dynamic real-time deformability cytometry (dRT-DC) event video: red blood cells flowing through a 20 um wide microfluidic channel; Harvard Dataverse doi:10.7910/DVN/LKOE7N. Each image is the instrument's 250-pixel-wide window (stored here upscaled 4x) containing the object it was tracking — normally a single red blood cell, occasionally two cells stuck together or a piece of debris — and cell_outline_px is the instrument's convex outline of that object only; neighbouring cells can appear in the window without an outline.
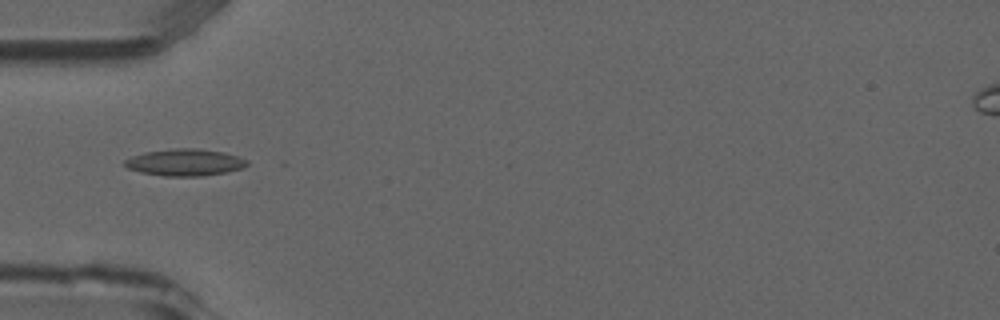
{"species": "common noctule bat (a hibernating species)", "species_latin": "Nyctalus noctula", "temperature_condition": "room temperature", "stored_images_in_passage": 36, "camera_frame_rate_fps": 3000, "um_per_image_px": 0.085, "animal": {"sex": "male", "forearm_length_mm": 52.5}, "frame": {"image": 1, "passage_image": 3, "time_ms": 0.667, "image_size_px": [1000, 320], "cell_outline_px": [[248, 164], [244, 168], [204, 176], [164, 176], [140, 172], [128, 168], [124, 164], [124, 160], [132, 156], [144, 152], [172, 148], [200, 148], [224, 152], [248, 160]], "centroid_in_image_um": [15.72, 13.79], "position_along_channel_um": 69.3, "area_um2": 19.25}}
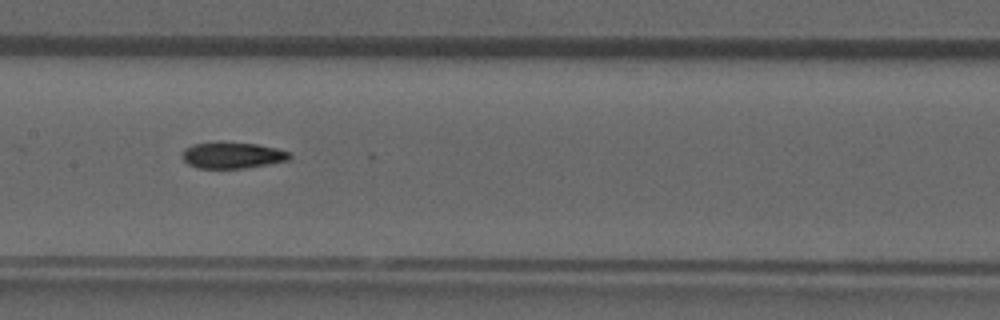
{"frame": {"image": 2, "passage_image": 12, "time_ms": 3.667, "image_size_px": [1000, 320], "cell_outline_px": [[292, 156], [288, 160], [244, 168], [196, 168], [188, 164], [180, 156], [184, 148], [192, 144], [220, 140], [224, 140], [256, 144], [276, 148], [292, 152]], "centroid_in_image_um": [19.7, 13.16], "position_along_channel_um": 187.7, "area_um2": 16.94}}
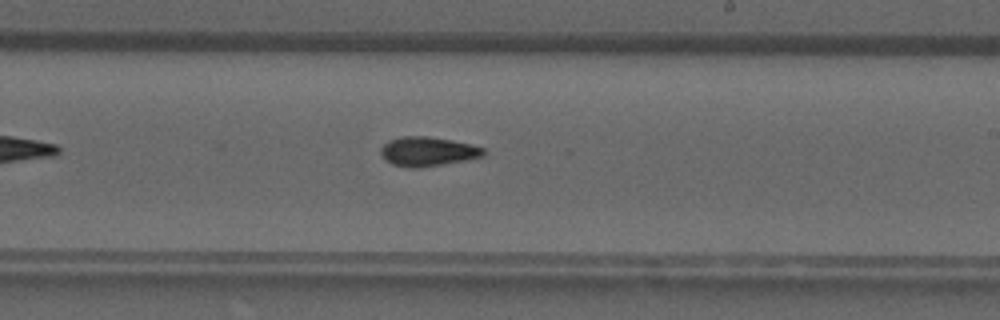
{"frame": {"image": 3, "passage_image": 17, "time_ms": 5.333, "image_size_px": [1000, 320], "cell_outline_px": [[488, 152], [484, 156], [464, 160], [420, 168], [408, 168], [392, 164], [380, 152], [380, 148], [388, 140], [400, 136], [428, 136], [452, 140], [472, 144], [484, 148]], "centroid_in_image_um": [36.38, 12.86], "position_along_channel_um": 252.6, "area_um2": 17.63}}